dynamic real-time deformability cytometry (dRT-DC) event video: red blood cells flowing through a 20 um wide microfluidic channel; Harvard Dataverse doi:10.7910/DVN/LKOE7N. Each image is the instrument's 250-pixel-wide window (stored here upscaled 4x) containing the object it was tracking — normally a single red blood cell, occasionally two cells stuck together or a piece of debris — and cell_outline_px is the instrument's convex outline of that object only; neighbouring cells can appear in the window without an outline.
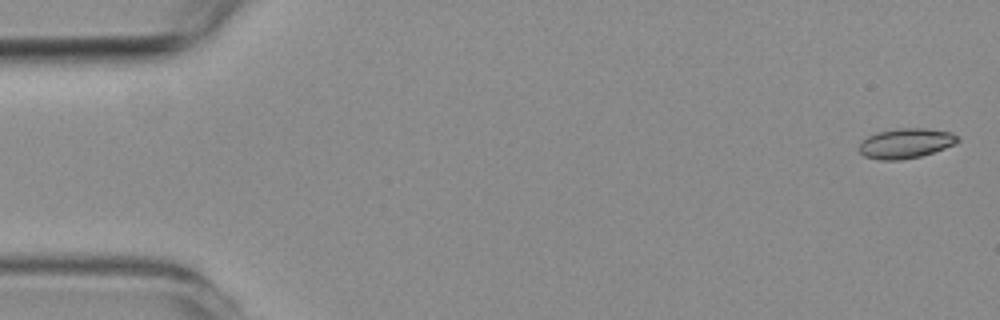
{"species": "common noctule bat (a hibernating species)", "species_latin": "Nyctalus noctula", "temperature_condition": "room temperature", "stored_images_in_passage": 5, "camera_frame_rate_fps": 3000, "um_per_image_px": 0.085, "animal": {"sex": "female", "body_mass_g": 19.3, "forearm_length_mm": 54.1}, "frame": {"image": 1, "passage_image": 1, "time_ms": 0.0, "image_size_px": [1000, 320], "cell_outline_px": [[960, 140], [956, 144], [920, 156], [900, 160], [880, 160], [864, 156], [856, 148], [868, 136], [876, 132], [900, 128], [924, 128], [952, 132]], "centroid_in_image_um": [76.97, 12.18], "position_along_channel_um": 8.0, "area_um2": 17.17}}
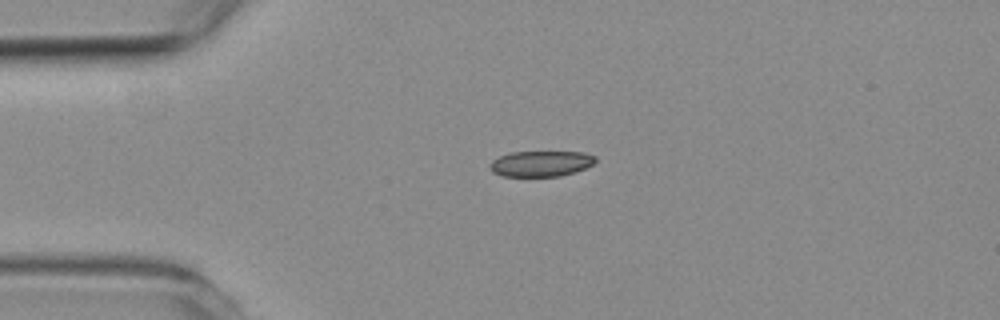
{"frame": {"image": 2, "passage_image": 4, "time_ms": 3.667, "image_size_px": [1000, 320], "cell_outline_px": [[596, 160], [592, 164], [584, 168], [560, 176], [504, 176], [492, 172], [488, 168], [488, 164], [492, 160], [500, 156], [512, 152], [584, 152], [596, 156]], "centroid_in_image_um": [45.93, 13.9], "position_along_channel_um": 39.1, "area_um2": 15.72}}